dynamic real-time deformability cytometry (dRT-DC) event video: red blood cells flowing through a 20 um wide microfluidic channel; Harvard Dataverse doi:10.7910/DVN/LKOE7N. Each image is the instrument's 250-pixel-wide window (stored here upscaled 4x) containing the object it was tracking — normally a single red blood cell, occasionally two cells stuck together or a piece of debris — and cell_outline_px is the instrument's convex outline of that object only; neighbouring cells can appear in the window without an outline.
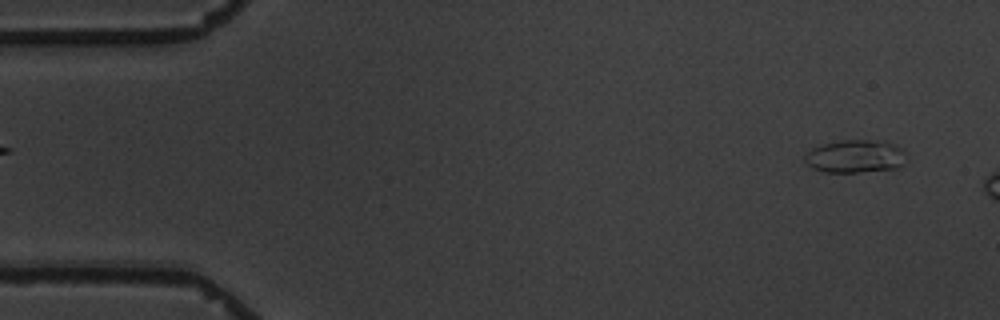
{"species": "common noctule bat (a hibernating species)", "species_latin": "Nyctalus noctula", "temperature_condition": "warm", "stored_images_in_passage": 2, "camera_frame_rate_fps": 3000, "um_per_image_px": 0.085, "animal": {"sex": "male", "body_mass_g": 19.5, "forearm_length_mm": 54.6}, "frame": {"image": 1, "passage_image": 2, "time_ms": 1.333, "image_size_px": [1000, 320], "cell_outline_px": [[908, 160], [900, 168], [856, 172], [824, 172], [812, 168], [804, 160], [804, 156], [812, 148], [824, 144], [840, 140], [868, 140], [896, 144], [904, 148]], "centroid_in_image_um": [72.76, 13.29], "position_along_channel_um": 12.2, "area_um2": 19.71}}